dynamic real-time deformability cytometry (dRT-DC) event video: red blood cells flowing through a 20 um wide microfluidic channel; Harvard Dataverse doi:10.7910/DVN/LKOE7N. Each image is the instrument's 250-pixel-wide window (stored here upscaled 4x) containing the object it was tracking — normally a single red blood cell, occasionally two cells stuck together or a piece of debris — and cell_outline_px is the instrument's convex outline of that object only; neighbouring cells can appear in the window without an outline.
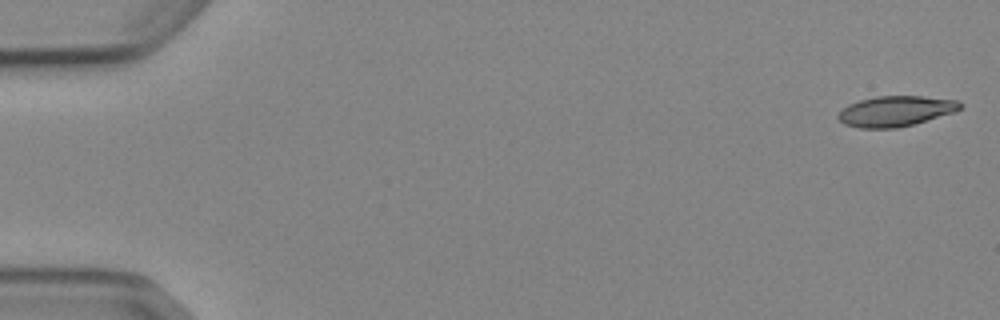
{"species": "Egyptian fruit bat (a non-hibernating species)", "species_latin": "Rousettus aegyptiacus", "temperature_condition": "cold", "stored_images_in_passage": 5, "camera_frame_rate_fps": 3000, "um_per_image_px": 0.085, "animal": {"sex": "female"}, "frame": {"image": 1, "passage_image": 1, "time_ms": 0.0, "image_size_px": [1000, 320], "cell_outline_px": [[964, 104], [956, 112], [912, 124], [896, 128], [860, 128], [844, 124], [836, 116], [848, 104], [860, 100], [876, 96], [924, 96], [956, 100]], "centroid_in_image_um": [76.14, 9.44], "position_along_channel_um": 8.9, "area_um2": 21.56}}
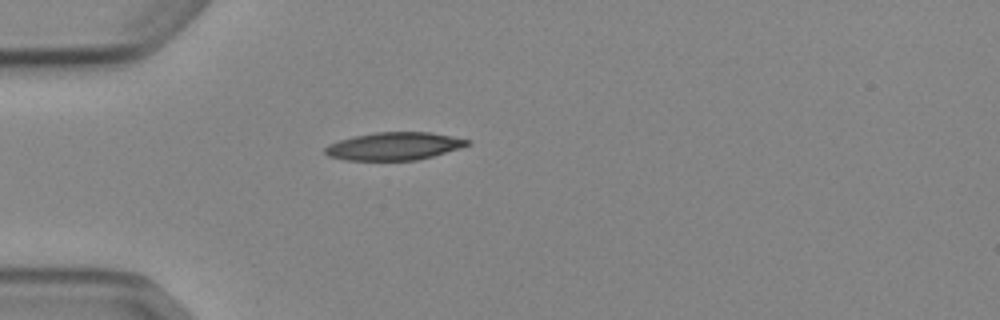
{"frame": {"image": 2, "passage_image": 5, "time_ms": 4.667, "image_size_px": [1000, 320], "cell_outline_px": [[472, 144], [460, 148], [432, 156], [416, 160], [344, 160], [328, 156], [324, 152], [324, 148], [328, 144], [340, 140], [356, 136], [376, 132], [432, 132], [472, 140]], "centroid_in_image_um": [33.52, 12.42], "position_along_channel_um": 51.5, "area_um2": 23.06}}